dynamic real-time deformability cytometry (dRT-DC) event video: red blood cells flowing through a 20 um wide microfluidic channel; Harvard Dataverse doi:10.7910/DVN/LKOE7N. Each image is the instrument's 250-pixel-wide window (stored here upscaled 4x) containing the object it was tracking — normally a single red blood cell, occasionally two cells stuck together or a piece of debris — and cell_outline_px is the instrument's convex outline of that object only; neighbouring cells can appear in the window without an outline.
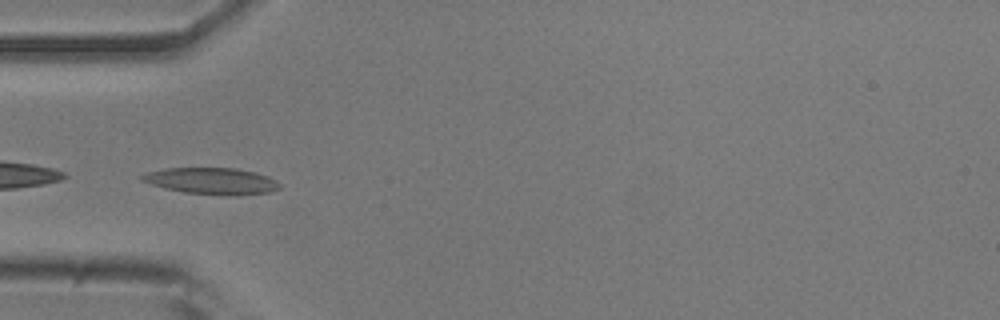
{"species": "common noctule bat (a hibernating species)", "species_latin": "Nyctalus noctula", "temperature_condition": "room temperature", "stored_images_in_passage": 53, "camera_frame_rate_fps": 3000, "um_per_image_px": 0.085, "animal": {"sex": "male", "body_mass_g": 20.5, "forearm_length_mm": 52.5}, "frame": {"image": 1, "passage_image": 16, "time_ms": 5.0, "image_size_px": [1000, 320], "cell_outline_px": [[280, 188], [268, 192], [184, 192], [164, 188], [140, 180], [140, 176], [148, 172], [164, 168], [236, 168], [268, 176], [276, 180], [280, 184]], "centroid_in_image_um": [17.9, 15.32], "position_along_channel_um": 67.1, "area_um2": 19.94}}
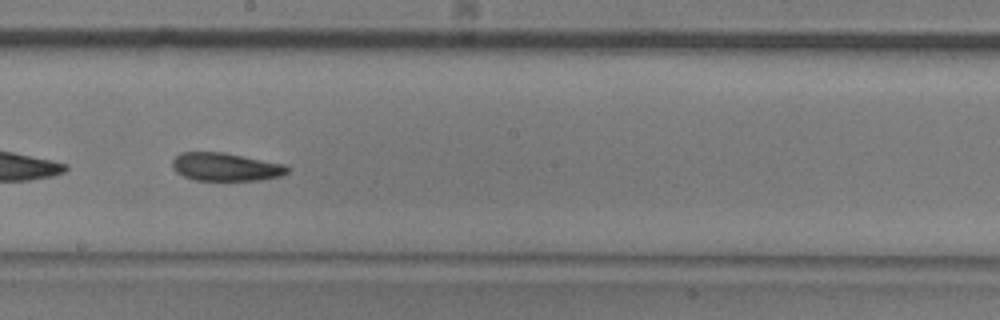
{"frame": {"image": 2, "passage_image": 29, "time_ms": 9.333, "image_size_px": [1000, 320], "cell_outline_px": [[288, 172], [280, 176], [260, 180], [196, 180], [184, 176], [176, 172], [172, 168], [172, 160], [180, 152], [224, 152], [284, 164], [288, 168]], "centroid_in_image_um": [19.15, 14.18], "position_along_channel_um": 229.1, "area_um2": 18.79}}
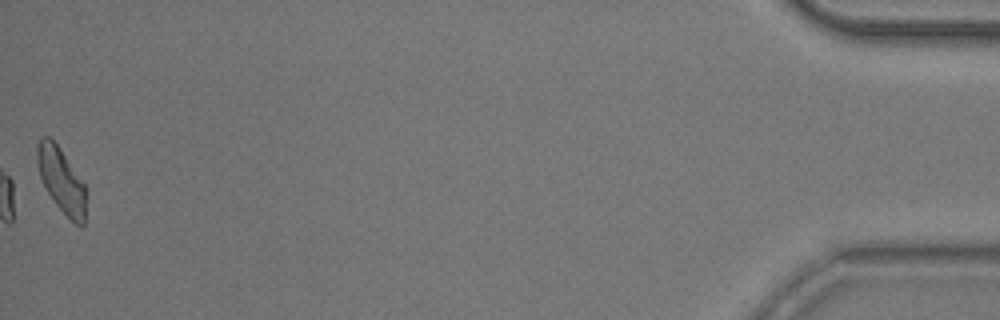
{"frame": {"image": 3, "passage_image": 53, "time_ms": 17.333, "image_size_px": [1000, 320], "cell_outline_px": [[84, 224], [80, 228], [56, 204], [48, 192], [40, 176], [36, 160], [36, 144], [40, 136], [48, 136], [56, 144], [84, 184]], "centroid_in_image_um": [5.16, 15.28], "position_along_channel_um": 430.0, "area_um2": 17.74}, "authors_computed_cell_mechanics": {"area_um2": 19.363, "velocity_mm_per_s": 3.7276, "shape_relaxation_time_tau1_ms": 7.1015, "shape_relaxation_time_tau2_ms": 4.2538, "deformation_change_tau1": 0.1639, "deformation_change_tau2": 0.1278}}